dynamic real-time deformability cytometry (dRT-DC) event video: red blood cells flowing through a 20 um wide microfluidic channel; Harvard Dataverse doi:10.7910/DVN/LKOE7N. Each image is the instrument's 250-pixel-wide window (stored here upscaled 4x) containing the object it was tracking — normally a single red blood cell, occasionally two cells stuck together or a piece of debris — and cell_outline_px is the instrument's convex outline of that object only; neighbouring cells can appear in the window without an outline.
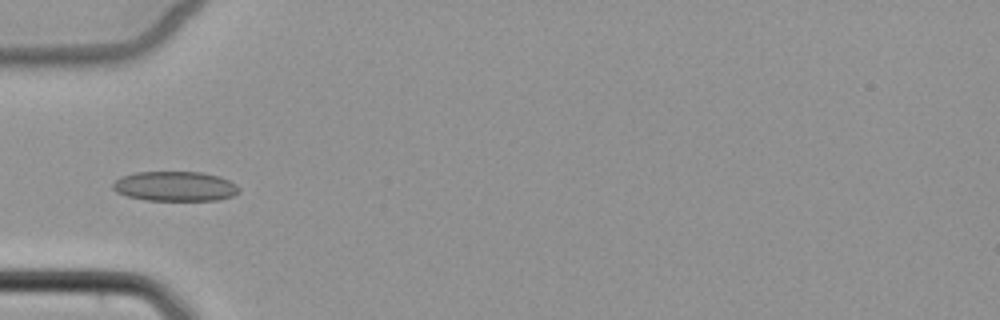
{"species": "common noctule bat (a hibernating species)", "species_latin": "Nyctalus noctula", "temperature_condition": "cold", "stored_images_in_passage": 5, "camera_frame_rate_fps": 3000, "um_per_image_px": 0.085, "animal": {"sex": "female", "body_mass_g": 22.7, "forearm_length_mm": 54.2}, "frame": {"image": 1, "passage_image": 5, "time_ms": 5.333, "image_size_px": [1000, 320], "cell_outline_px": [[240, 192], [232, 196], [216, 200], [144, 200], [128, 196], [116, 192], [112, 188], [112, 184], [120, 176], [136, 172], [200, 172], [220, 176], [236, 184], [240, 188]], "centroid_in_image_um": [14.88, 15.83], "position_along_channel_um": 70.1, "area_um2": 21.96}}